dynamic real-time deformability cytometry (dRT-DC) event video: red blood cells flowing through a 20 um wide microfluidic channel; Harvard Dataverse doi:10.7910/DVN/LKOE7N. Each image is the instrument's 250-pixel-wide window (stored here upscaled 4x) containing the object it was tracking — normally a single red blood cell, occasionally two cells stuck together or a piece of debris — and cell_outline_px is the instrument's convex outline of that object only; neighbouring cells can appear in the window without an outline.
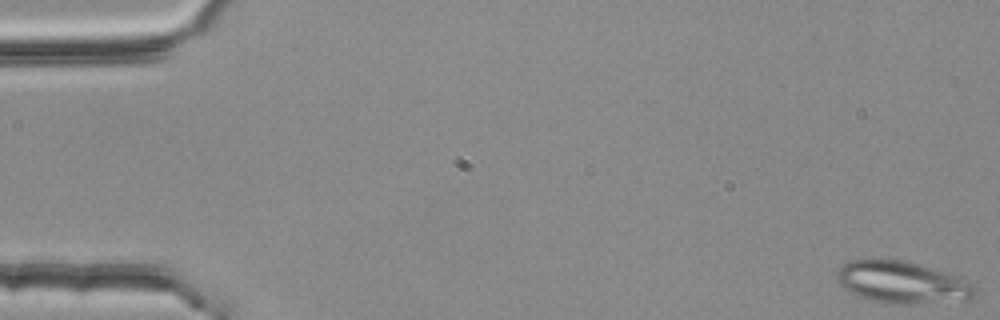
{"species": "common noctule bat (a hibernating species)", "species_latin": "Nyctalus noctula", "temperature_condition": "room temperature", "stored_images_in_passage": 17, "camera_frame_rate_fps": 3000, "um_per_image_px": 0.085, "animal": {"sex": "female", "body_mass_g": 25.1}, "frame": {"image": 1, "passage_image": 1, "time_ms": 0.0, "image_size_px": [1000, 320], "cell_outline_px": [[976, 300], [908, 304], [896, 304], [868, 300], [856, 296], [844, 288], [836, 280], [836, 272], [844, 264], [852, 260], [908, 260], [932, 268], [972, 284], [976, 288]], "centroid_in_image_um": [76.68, 24.03], "position_along_channel_um": 8.3, "area_um2": 33.76}}